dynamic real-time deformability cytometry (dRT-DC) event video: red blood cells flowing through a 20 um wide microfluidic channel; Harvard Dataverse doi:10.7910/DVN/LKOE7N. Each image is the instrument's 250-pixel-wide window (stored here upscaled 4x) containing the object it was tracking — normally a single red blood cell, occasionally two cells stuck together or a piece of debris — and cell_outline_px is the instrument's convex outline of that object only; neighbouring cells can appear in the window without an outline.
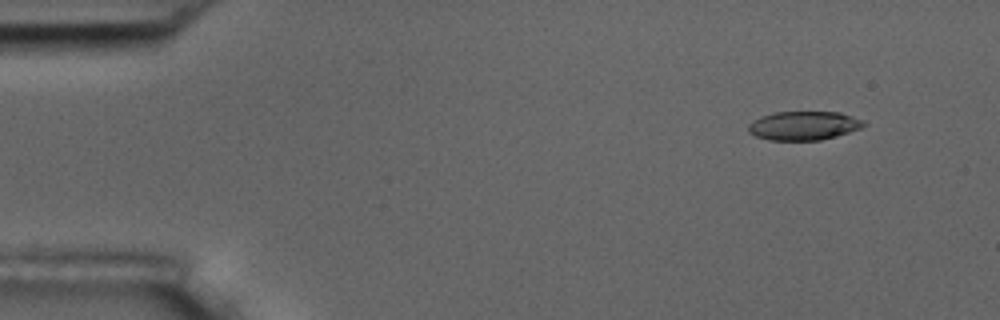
{"species": "common noctule bat (a hibernating species)", "species_latin": "Nyctalus noctula", "temperature_condition": "room temperature", "stored_images_in_passage": 5, "camera_frame_rate_fps": 3000, "um_per_image_px": 0.085, "animal": {"sex": "male", "body_mass_g": 17.5, "forearm_length_mm": 52.3}, "frame": {"image": 1, "passage_image": 2, "time_ms": 1.333, "image_size_px": [1000, 320], "cell_outline_px": [[864, 124], [860, 128], [836, 136], [820, 140], [768, 140], [756, 136], [748, 132], [748, 124], [752, 120], [760, 116], [776, 112], [840, 112], [864, 120]], "centroid_in_image_um": [68.27, 10.67], "position_along_channel_um": 16.7, "area_um2": 19.36}}
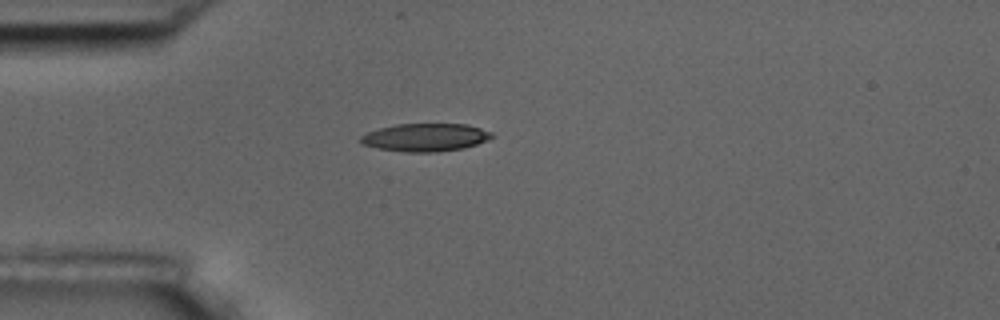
{"frame": {"image": 2, "passage_image": 5, "time_ms": 4.667, "image_size_px": [1000, 320], "cell_outline_px": [[496, 136], [488, 140], [464, 148], [436, 152], [404, 152], [376, 148], [364, 144], [360, 140], [360, 136], [368, 132], [380, 128], [396, 124], [468, 124], [492, 132]], "centroid_in_image_um": [36.19, 11.68], "position_along_channel_um": 48.8, "area_um2": 21.39}}